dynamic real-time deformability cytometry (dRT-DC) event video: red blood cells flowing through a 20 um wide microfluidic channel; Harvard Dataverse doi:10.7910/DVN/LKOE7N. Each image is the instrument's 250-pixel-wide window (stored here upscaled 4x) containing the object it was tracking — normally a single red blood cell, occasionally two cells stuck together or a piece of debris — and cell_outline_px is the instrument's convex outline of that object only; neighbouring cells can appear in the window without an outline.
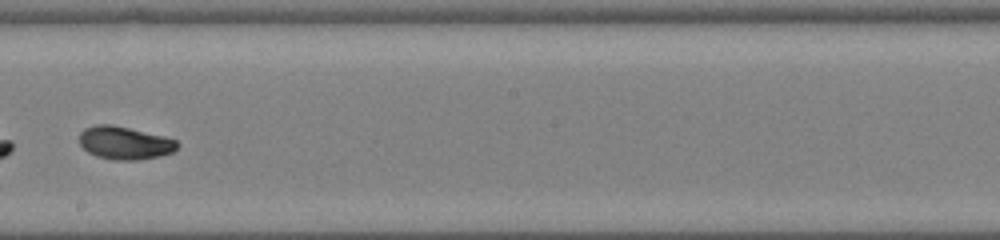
{"species": "common noctule bat (a hibernating species)", "species_latin": "Nyctalus noctula", "temperature_condition": "warm", "stored_images_in_passage": 27, "camera_frame_rate_fps": 3000, "um_per_image_px": 0.085, "animal": {"sex": "male", "body_mass_g": 19.0, "forearm_length_mm": 50.8}, "frame": {"image": 1, "passage_image": 12, "time_ms": 3.667, "image_size_px": [1000, 240], "cell_outline_px": [[180, 144], [172, 152], [160, 156], [136, 160], [112, 160], [96, 156], [88, 152], [80, 144], [80, 132], [84, 128], [96, 124], [112, 124], [164, 136], [176, 140]], "centroid_in_image_um": [10.59, 12.14], "position_along_channel_um": 237.6, "area_um2": 18.84}}